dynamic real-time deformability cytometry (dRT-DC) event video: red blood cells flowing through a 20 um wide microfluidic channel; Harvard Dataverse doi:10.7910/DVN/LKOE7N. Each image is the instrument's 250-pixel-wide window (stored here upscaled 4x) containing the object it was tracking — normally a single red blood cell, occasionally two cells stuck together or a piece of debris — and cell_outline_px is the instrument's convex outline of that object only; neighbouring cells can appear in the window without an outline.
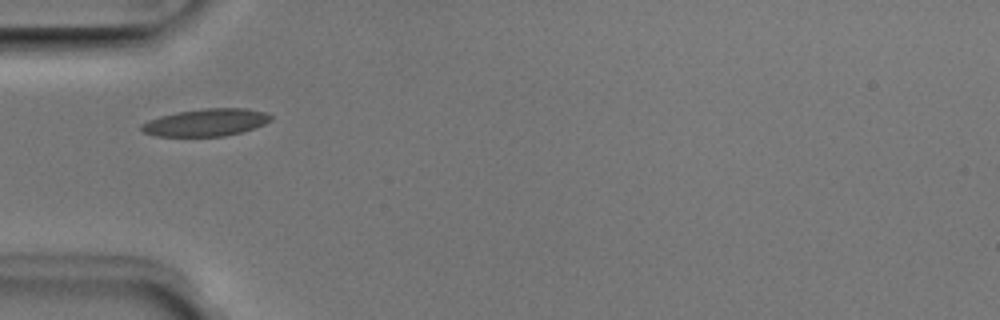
{"species": "Egyptian fruit bat (a non-hibernating species)", "species_latin": "Rousettus aegyptiacus", "temperature_condition": "room temperature", "stored_images_in_passage": 37, "camera_frame_rate_fps": 3000, "um_per_image_px": 0.085, "animal": {"sex": "male"}, "frame": {"image": 1, "passage_image": 2, "time_ms": 0.333, "image_size_px": [1000, 320], "cell_outline_px": [[272, 120], [264, 124], [240, 132], [224, 136], [156, 136], [144, 132], [140, 128], [140, 124], [148, 120], [160, 116], [176, 112], [204, 108], [244, 108], [268, 112], [272, 116]], "centroid_in_image_um": [17.51, 10.4], "position_along_channel_um": 67.5, "area_um2": 20.63}}
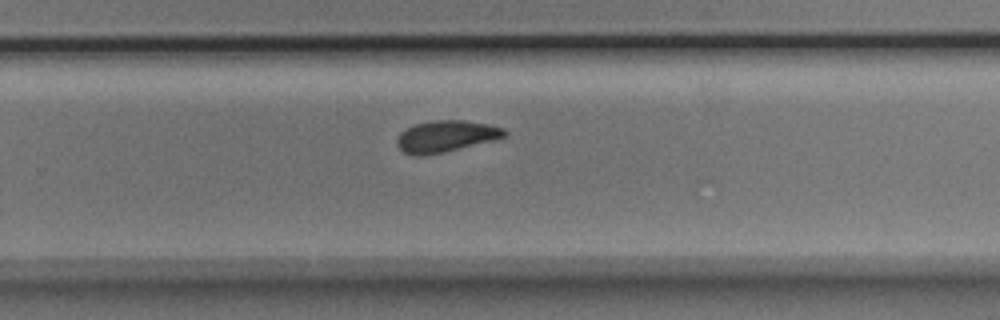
{"frame": {"image": 2, "passage_image": 19, "time_ms": 6.0, "image_size_px": [1000, 320], "cell_outline_px": [[508, 132], [504, 136], [492, 140], [440, 152], [420, 156], [416, 156], [404, 152], [396, 144], [396, 140], [400, 132], [416, 124], [432, 120], [464, 120], [488, 124], [504, 128]], "centroid_in_image_um": [37.88, 11.56], "position_along_channel_um": 291.9, "area_um2": 19.31}}
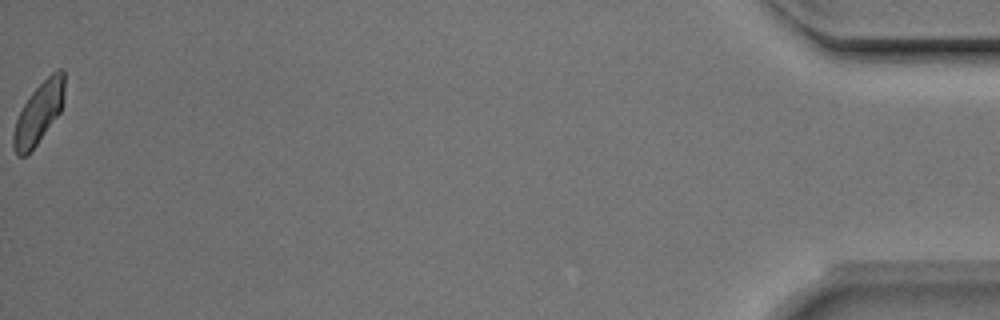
{"frame": {"image": 3, "passage_image": 37, "time_ms": 12.0, "image_size_px": [1000, 320], "cell_outline_px": [[64, 92], [60, 112], [36, 144], [24, 156], [16, 156], [12, 148], [12, 136], [16, 120], [24, 104], [32, 92], [56, 68], [60, 68], [64, 72]], "centroid_in_image_um": [3.27, 9.6], "position_along_channel_um": 431.9, "area_um2": 17.86}, "authors_computed_cell_mechanics": {"area_um2": 19.652, "velocity_mm_per_s": 3.9705, "shape_relaxation_time_tau1_ms": 3.3943, "shape_relaxation_time_tau2_ms": 4.0918, "deformation_change_tau1": 0.0861, "deformation_change_tau2": 0.0833}}